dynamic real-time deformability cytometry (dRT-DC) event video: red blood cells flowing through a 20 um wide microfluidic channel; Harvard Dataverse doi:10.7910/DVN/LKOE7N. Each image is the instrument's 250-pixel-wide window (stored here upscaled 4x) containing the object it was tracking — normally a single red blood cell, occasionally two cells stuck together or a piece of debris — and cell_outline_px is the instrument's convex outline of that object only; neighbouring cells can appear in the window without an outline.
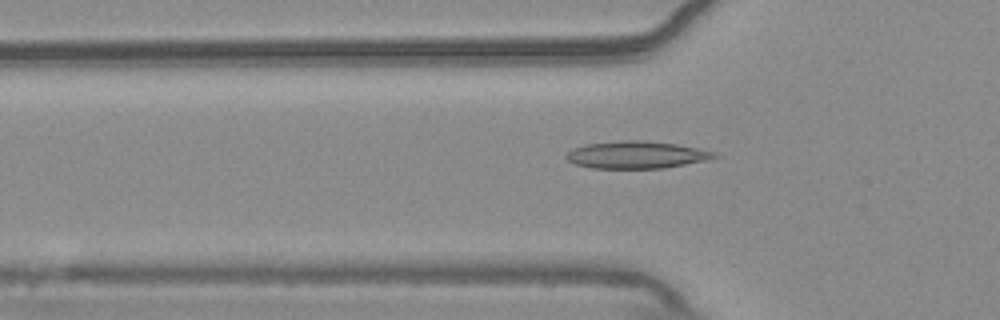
{"species": "common noctule bat (a hibernating species)", "species_latin": "Nyctalus noctula", "temperature_condition": "warm", "stored_images_in_passage": 39, "camera_frame_rate_fps": 3000, "um_per_image_px": 0.085, "animal": {"sex": "male", "body_mass_g": 20.4}, "frame": {"image": 1, "passage_image": 3, "time_ms": 0.667, "image_size_px": [1000, 320], "cell_outline_px": [[720, 156], [712, 160], [664, 168], [592, 168], [576, 164], [568, 160], [564, 156], [572, 148], [584, 144], [620, 140], [640, 140], [676, 144], [716, 152]], "centroid_in_image_um": [54.13, 13.16], "position_along_channel_um": 71.7, "area_um2": 23.76}}
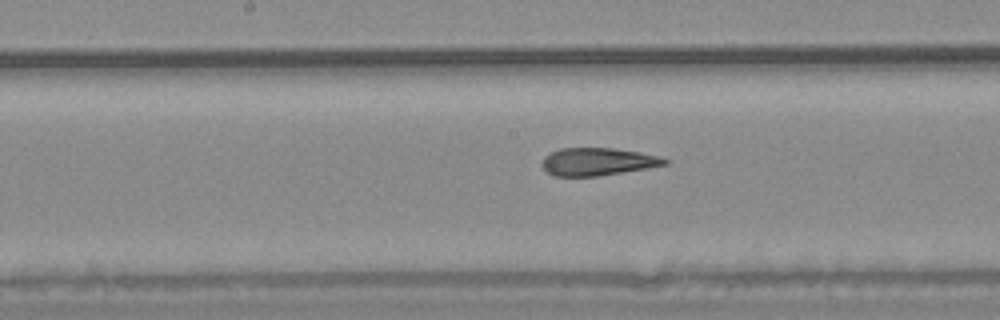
{"frame": {"image": 2, "passage_image": 13, "time_ms": 4.0, "image_size_px": [1000, 320], "cell_outline_px": [[672, 160], [668, 164], [648, 168], [596, 176], [552, 176], [540, 164], [544, 156], [560, 148], [612, 148], [640, 152], [660, 156]], "centroid_in_image_um": [50.83, 13.74], "position_along_channel_um": 197.4, "area_um2": 19.88}}
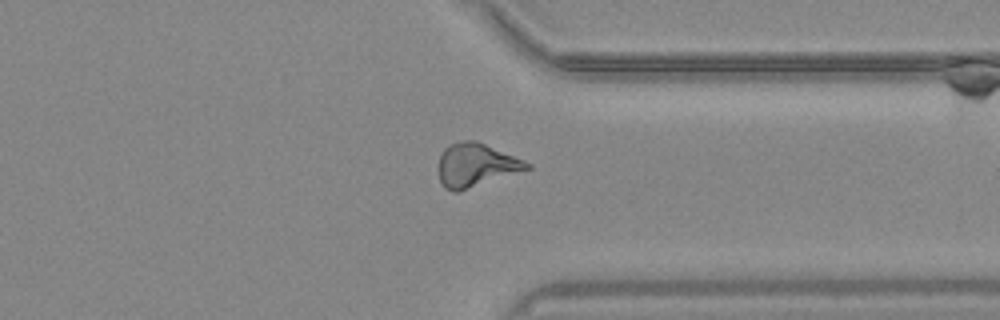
{"frame": {"image": 3, "passage_image": 27, "time_ms": 8.667, "image_size_px": [1000, 320], "cell_outline_px": [[532, 168], [456, 192], [452, 192], [444, 188], [440, 180], [436, 168], [440, 156], [444, 148], [460, 140], [476, 140], [524, 160], [532, 164]], "centroid_in_image_um": [40.42, 14.03], "position_along_channel_um": 371.0, "area_um2": 22.43}, "authors_computed_cell_mechanics": {"area_um2": 20.9236, "velocity_mm_per_s": 3.7399, "shape_relaxation_time_tau1_ms": 9.385, "shape_relaxation_time_tau2_ms": 1.7687, "deformation_change_tau1": 0.2532, "deformation_change_tau2": 0.1118}}